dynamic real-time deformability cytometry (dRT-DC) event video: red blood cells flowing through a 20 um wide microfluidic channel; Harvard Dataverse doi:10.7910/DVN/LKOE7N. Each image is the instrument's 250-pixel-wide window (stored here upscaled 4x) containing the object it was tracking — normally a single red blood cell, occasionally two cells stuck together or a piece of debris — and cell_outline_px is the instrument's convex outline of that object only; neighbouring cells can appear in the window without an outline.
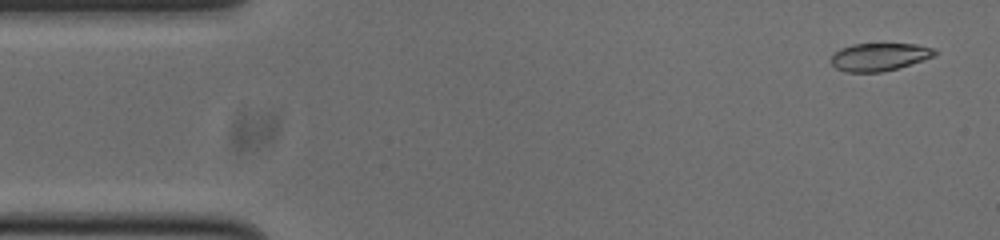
{"species": "common noctule bat (a hibernating species)", "species_latin": "Nyctalus noctula", "temperature_condition": "cold", "stored_images_in_passage": 52, "camera_frame_rate_fps": 3000, "um_per_image_px": 0.085, "animal": {"sex": "male", "body_mass_g": 20.0, "forearm_length_mm": 53.3}, "frame": {"image": 1, "passage_image": 2, "time_ms": 0.333, "image_size_px": [1000, 240], "cell_outline_px": [[936, 56], [924, 60], [896, 68], [880, 72], [844, 72], [836, 68], [832, 64], [832, 56], [840, 48], [852, 44], [916, 44], [932, 48], [936, 52]], "centroid_in_image_um": [74.74, 4.83], "position_along_channel_um": 10.3, "area_um2": 16.65}}
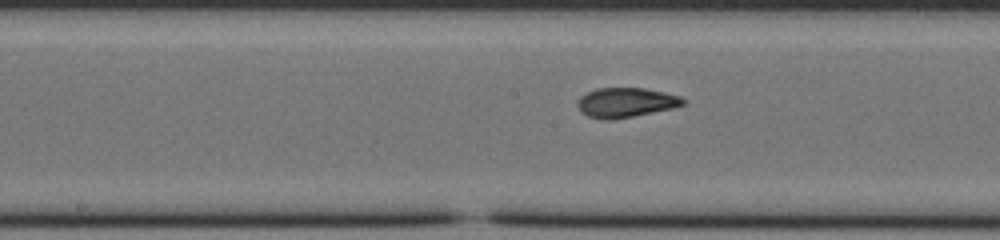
{"frame": {"image": 2, "passage_image": 25, "time_ms": 8.0, "image_size_px": [1000, 240], "cell_outline_px": [[688, 100], [684, 104], [672, 108], [612, 120], [604, 120], [588, 116], [580, 112], [576, 104], [576, 100], [580, 96], [596, 88], [644, 88], [664, 92], [680, 96]], "centroid_in_image_um": [53.16, 8.71], "position_along_channel_um": 195.0, "area_um2": 18.32}}
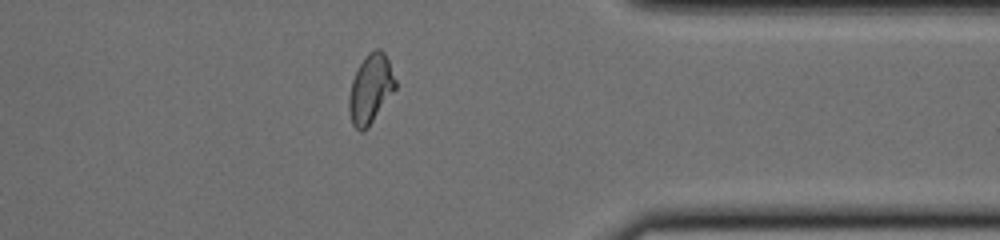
{"frame": {"image": 3, "passage_image": 41, "time_ms": 13.333, "image_size_px": [1000, 240], "cell_outline_px": [[396, 88], [368, 128], [360, 132], [352, 124], [348, 108], [348, 96], [352, 80], [360, 64], [368, 52], [376, 48], [380, 48], [384, 52], [388, 60], [396, 80]], "centroid_in_image_um": [31.49, 7.56], "position_along_channel_um": 379.9, "area_um2": 18.67}, "authors_computed_cell_mechanics": {"area_um2": 18.3226, "velocity_mm_per_s": 3.7754, "shape_relaxation_time_tau1_ms": 8.4527, "shape_relaxation_time_tau2_ms": 1.6125, "deformation_change_tau1": 0.2526, "deformation_change_tau2": 0.0784}}